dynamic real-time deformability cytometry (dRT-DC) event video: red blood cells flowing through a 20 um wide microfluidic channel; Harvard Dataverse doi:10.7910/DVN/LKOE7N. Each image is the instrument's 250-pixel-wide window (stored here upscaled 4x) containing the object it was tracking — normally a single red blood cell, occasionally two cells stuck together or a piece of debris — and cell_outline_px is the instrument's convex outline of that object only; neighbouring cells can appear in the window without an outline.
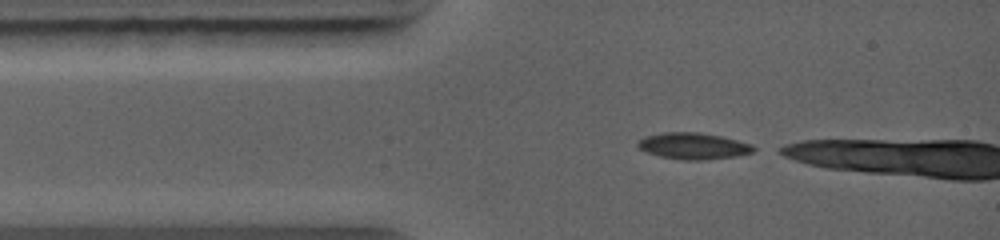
{"species": "common noctule bat (a hibernating species)", "species_latin": "Nyctalus noctula", "temperature_condition": "warm", "stored_images_in_passage": 34, "camera_frame_rate_fps": 5000, "um_per_image_px": 0.085, "animal": {"sex": "female", "body_mass_g": 19.0, "forearm_length_mm": 56.7}, "frame": {"image": 1, "passage_image": 1, "time_ms": 0.0, "image_size_px": [1000, 240], "cell_outline_px": [[760, 148], [752, 152], [736, 156], [708, 160], [684, 160], [660, 156], [648, 152], [640, 148], [636, 144], [644, 136], [664, 132], [700, 132], [724, 136], [752, 144]], "centroid_in_image_um": [59.0, 12.4], "position_along_channel_um": 26.0, "area_um2": 18.03}}
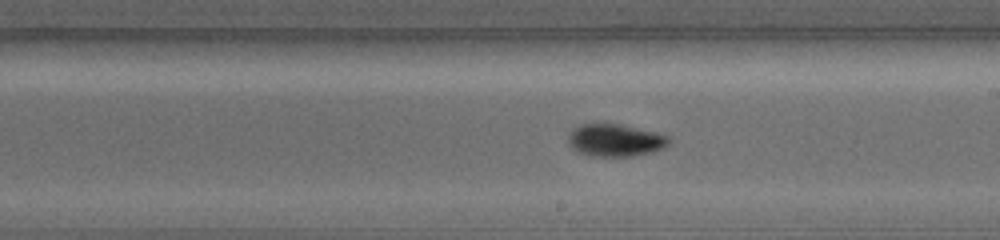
{"frame": {"image": 2, "passage_image": 21, "time_ms": 4.8, "image_size_px": [1000, 240], "cell_outline_px": [[672, 140], [664, 148], [652, 152], [632, 156], [592, 156], [576, 152], [568, 144], [568, 132], [572, 128], [580, 124], [620, 124], [656, 132], [668, 136]], "centroid_in_image_um": [52.27, 11.92], "position_along_channel_um": 236.7, "area_um2": 19.25}}
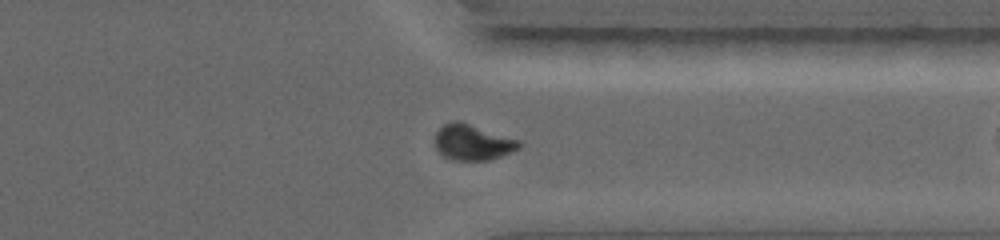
{"frame": {"image": 3, "passage_image": 32, "time_ms": 7.6, "image_size_px": [1000, 240], "cell_outline_px": [[520, 148], [512, 152], [488, 160], [452, 160], [444, 156], [436, 148], [436, 132], [444, 124], [452, 120], [460, 120], [520, 140]], "centroid_in_image_um": [40.18, 12.08], "position_along_channel_um": 371.2, "area_um2": 17.51}}